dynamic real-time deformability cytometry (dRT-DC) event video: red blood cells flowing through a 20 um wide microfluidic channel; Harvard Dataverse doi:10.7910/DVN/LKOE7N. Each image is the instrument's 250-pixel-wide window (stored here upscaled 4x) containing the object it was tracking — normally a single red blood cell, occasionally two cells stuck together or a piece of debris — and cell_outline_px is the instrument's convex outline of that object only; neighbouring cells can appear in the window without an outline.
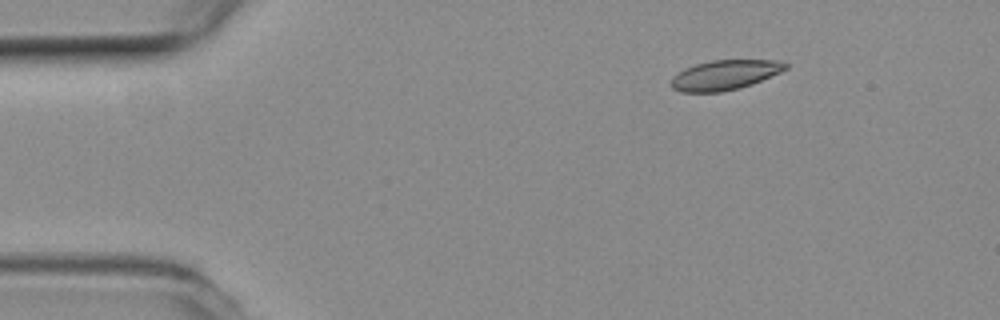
{"species": "common noctule bat (a hibernating species)", "species_latin": "Nyctalus noctula", "temperature_condition": "room temperature", "stored_images_in_passage": 6, "segment_of_instrument_passage": [1, 2], "camera_frame_rate_fps": 3000, "um_per_image_px": 0.085, "animal": {"sex": "female", "body_mass_g": 19.3, "forearm_length_mm": 54.1}, "frame": {"image": 1, "passage_image": 3, "time_ms": 0.667, "image_size_px": [1000, 320], "cell_outline_px": [[788, 68], [780, 72], [752, 84], [740, 88], [720, 92], [680, 92], [672, 88], [672, 76], [684, 68], [696, 64], [712, 60], [776, 60], [788, 64]], "centroid_in_image_um": [61.59, 6.37], "position_along_channel_um": 23.4, "area_um2": 19.83}}